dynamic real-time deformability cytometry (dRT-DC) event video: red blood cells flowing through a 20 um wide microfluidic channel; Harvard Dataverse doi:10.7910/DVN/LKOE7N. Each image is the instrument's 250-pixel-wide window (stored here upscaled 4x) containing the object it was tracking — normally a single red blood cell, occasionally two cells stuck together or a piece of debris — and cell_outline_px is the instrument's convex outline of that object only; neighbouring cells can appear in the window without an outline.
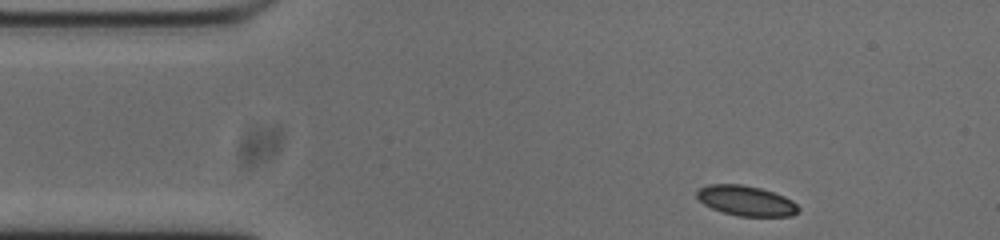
{"species": "common noctule bat (a hibernating species)", "species_latin": "Nyctalus noctula", "temperature_condition": "cold", "stored_images_in_passage": 47, "camera_frame_rate_fps": 3000, "um_per_image_px": 0.085, "animal": {"sex": "male", "body_mass_g": 20.0, "forearm_length_mm": 53.3}, "frame": {"image": 1, "passage_image": 1, "time_ms": 0.0, "image_size_px": [1000, 240], "cell_outline_px": [[800, 208], [792, 216], [736, 216], [712, 208], [704, 204], [696, 196], [696, 192], [700, 188], [708, 184], [740, 184], [760, 188], [784, 196], [792, 200]], "centroid_in_image_um": [63.41, 17.06], "position_along_channel_um": 21.6, "area_um2": 17.69}}
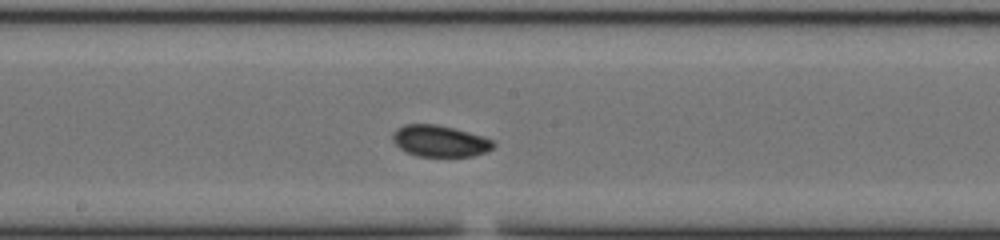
{"frame": {"image": 2, "passage_image": 21, "time_ms": 6.667, "image_size_px": [1000, 240], "cell_outline_px": [[496, 144], [492, 148], [484, 152], [472, 156], [416, 156], [400, 148], [392, 140], [392, 132], [396, 128], [404, 124], [436, 124], [468, 132], [492, 140]], "centroid_in_image_um": [37.34, 11.98], "position_along_channel_um": 210.9, "area_um2": 18.26}}
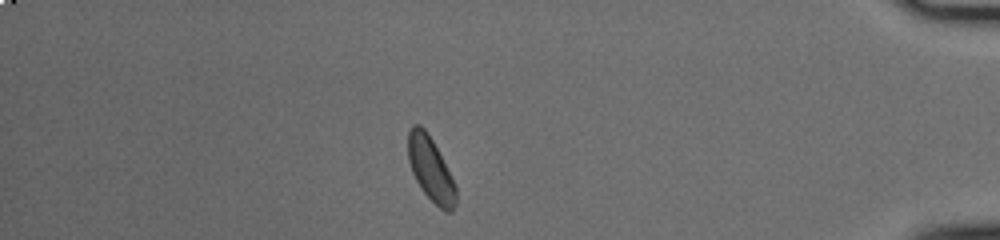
{"frame": {"image": 3, "passage_image": 40, "time_ms": 13.0, "image_size_px": [1000, 240], "cell_outline_px": [[456, 204], [452, 212], [444, 212], [424, 192], [416, 180], [412, 172], [408, 160], [408, 132], [412, 124], [420, 124], [424, 128], [432, 140], [456, 188]], "centroid_in_image_um": [36.58, 14.38], "position_along_channel_um": 398.6, "area_um2": 17.4}, "authors_computed_cell_mechanics": {"area_um2": 17.918, "velocity_mm_per_s": 3.7435, "shape_relaxation_time_tau1_ms": 2.1674, "shape_relaxation_time_tau2_ms": null, "deformation_change_tau1": 0.0526, "deformation_change_tau2": null}}